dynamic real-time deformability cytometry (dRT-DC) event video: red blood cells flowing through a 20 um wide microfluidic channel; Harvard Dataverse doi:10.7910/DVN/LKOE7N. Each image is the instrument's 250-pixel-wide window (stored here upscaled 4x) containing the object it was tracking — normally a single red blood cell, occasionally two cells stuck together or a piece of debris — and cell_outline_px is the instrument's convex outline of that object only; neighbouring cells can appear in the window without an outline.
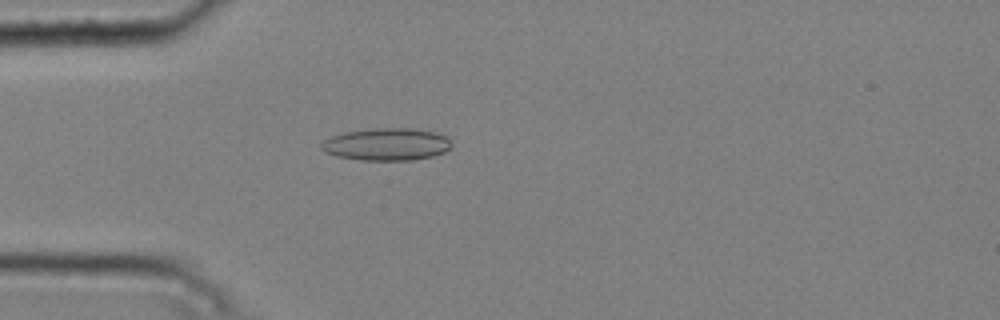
{"species": "common noctule bat (a hibernating species)", "species_latin": "Nyctalus noctula", "temperature_condition": "cold", "stored_images_in_passage": 1, "camera_frame_rate_fps": 3000, "um_per_image_px": 0.085, "animal": {"sex": "male", "body_mass_g": 20.4}, "frame": {"image": 1, "passage_image": 1, "time_ms": 0.0, "image_size_px": [1000, 320], "cell_outline_px": [[452, 144], [444, 152], [432, 156], [412, 160], [360, 160], [336, 156], [324, 152], [320, 148], [320, 144], [324, 140], [332, 136], [344, 132], [376, 128], [412, 128], [436, 132], [448, 136]], "centroid_in_image_um": [32.86, 12.26], "position_along_channel_um": 52.1, "area_um2": 24.68}}